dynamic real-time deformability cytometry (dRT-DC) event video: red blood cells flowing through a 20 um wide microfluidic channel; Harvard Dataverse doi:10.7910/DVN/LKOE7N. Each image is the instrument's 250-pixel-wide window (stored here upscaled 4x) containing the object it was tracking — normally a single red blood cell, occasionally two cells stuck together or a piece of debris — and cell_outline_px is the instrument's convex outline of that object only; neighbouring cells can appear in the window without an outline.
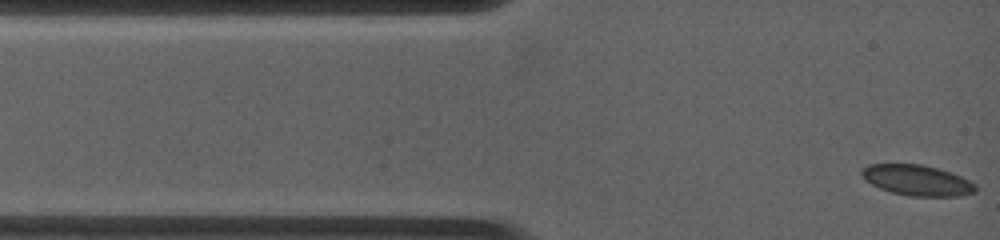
{"species": "common noctule bat (a hibernating species)", "species_latin": "Nyctalus noctula", "temperature_condition": "warm", "stored_images_in_passage": 62, "camera_frame_rate_fps": 4500, "um_per_image_px": 0.085, "animal": {"sex": "female", "body_mass_g": 19.0, "forearm_length_mm": 53.3}, "frame": {"image": 1, "passage_image": 1, "time_ms": 0.0, "image_size_px": [1000, 240], "cell_outline_px": [[976, 192], [960, 196], [908, 196], [892, 192], [880, 188], [864, 180], [860, 172], [868, 164], [920, 164], [952, 172], [976, 184]], "centroid_in_image_um": [77.96, 15.32], "position_along_channel_um": 7.0, "area_um2": 20.29}}
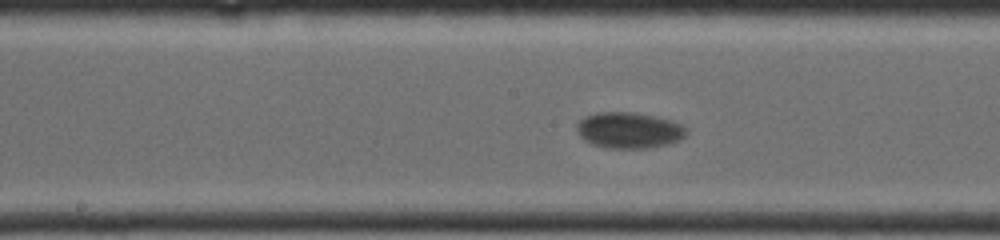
{"frame": {"image": 2, "passage_image": 27, "time_ms": 6.667, "image_size_px": [1000, 240], "cell_outline_px": [[688, 132], [680, 140], [668, 144], [644, 148], [608, 148], [592, 144], [584, 140], [576, 132], [576, 124], [584, 116], [596, 112], [632, 112], [672, 120], [684, 124], [688, 128]], "centroid_in_image_um": [53.47, 11.06], "position_along_channel_um": 194.7, "area_um2": 23.24}}
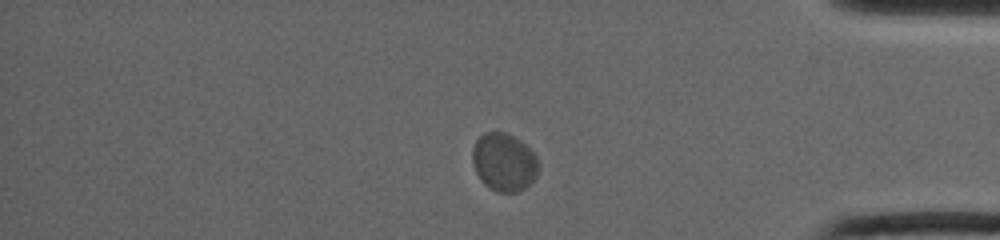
{"frame": {"image": 3, "passage_image": 53, "time_ms": 13.111, "image_size_px": [1000, 240], "cell_outline_px": [[540, 168], [536, 176], [524, 188], [516, 192], [496, 192], [488, 188], [480, 180], [472, 164], [472, 148], [476, 140], [484, 132], [508, 132], [520, 140], [536, 156], [540, 164]], "centroid_in_image_um": [42.82, 13.78], "position_along_channel_um": 392.4, "area_um2": 22.6}}